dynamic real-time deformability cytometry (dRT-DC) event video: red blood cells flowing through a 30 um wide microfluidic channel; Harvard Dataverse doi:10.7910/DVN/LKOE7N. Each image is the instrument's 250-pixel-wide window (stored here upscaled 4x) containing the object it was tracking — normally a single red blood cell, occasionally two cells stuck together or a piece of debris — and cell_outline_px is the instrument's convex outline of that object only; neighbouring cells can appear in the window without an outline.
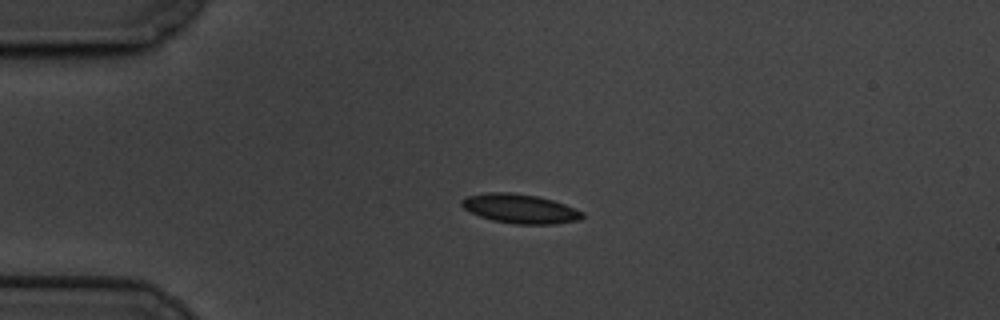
{"species": "common noctule bat (a hibernating species)", "species_latin": "Nyctalus noctula", "temperature_condition": "cold", "stored_images_in_passage": 47, "camera_frame_rate_fps": 3000, "um_per_image_px": 0.085, "animal": {"sex": "male", "body_mass_g": 19.5, "forearm_length_mm": 54.6}, "frame": {"image": 1, "passage_image": 1, "time_ms": 0.0, "image_size_px": [1000, 320], "cell_outline_px": [[584, 216], [580, 220], [556, 224], [516, 224], [492, 220], [480, 216], [464, 208], [460, 204], [460, 200], [468, 196], [488, 192], [512, 192], [536, 196], [552, 200], [564, 204], [584, 212]], "centroid_in_image_um": [44.22, 17.74], "position_along_channel_um": 40.8, "area_um2": 20.52}}
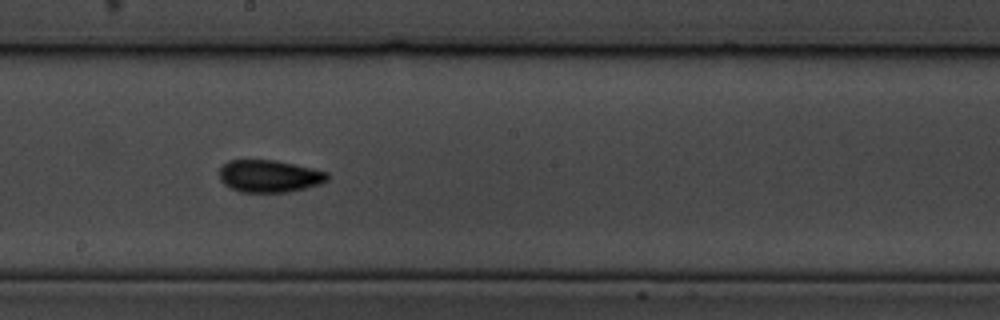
{"frame": {"image": 2, "passage_image": 20, "time_ms": 6.333, "image_size_px": [1000, 320], "cell_outline_px": [[328, 180], [320, 184], [288, 192], [240, 192], [224, 184], [220, 180], [220, 168], [228, 160], [276, 160], [312, 168], [328, 172]], "centroid_in_image_um": [22.89, 14.97], "position_along_channel_um": 225.3, "area_um2": 20.29}}
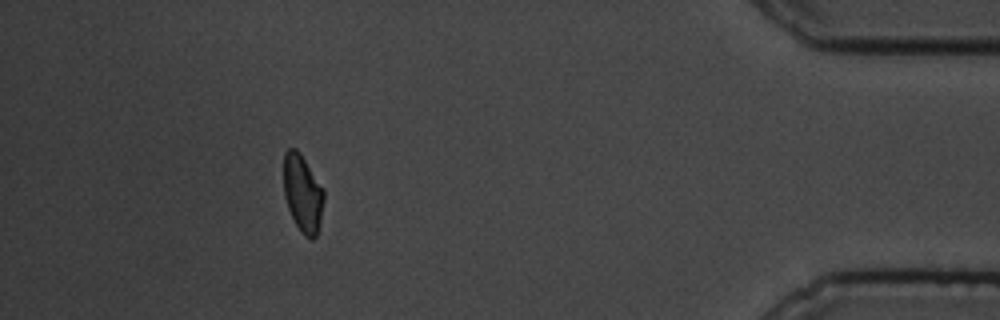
{"frame": {"image": 3, "passage_image": 41, "time_ms": 13.333, "image_size_px": [1000, 320], "cell_outline_px": [[324, 200], [320, 220], [316, 236], [312, 240], [304, 236], [300, 232], [288, 208], [284, 196], [284, 152], [288, 148], [296, 148], [300, 152], [324, 188]], "centroid_in_image_um": [25.73, 16.42], "position_along_channel_um": 409.5, "area_um2": 18.26}, "authors_computed_cell_mechanics": {"area_um2": 19.5942, "velocity_mm_per_s": 3.3687, "shape_relaxation_time_tau1_ms": 4.3361, "shape_relaxation_time_tau2_ms": 2.845, "deformation_change_tau1": 0.1095, "deformation_change_tau2": 0.0681}}